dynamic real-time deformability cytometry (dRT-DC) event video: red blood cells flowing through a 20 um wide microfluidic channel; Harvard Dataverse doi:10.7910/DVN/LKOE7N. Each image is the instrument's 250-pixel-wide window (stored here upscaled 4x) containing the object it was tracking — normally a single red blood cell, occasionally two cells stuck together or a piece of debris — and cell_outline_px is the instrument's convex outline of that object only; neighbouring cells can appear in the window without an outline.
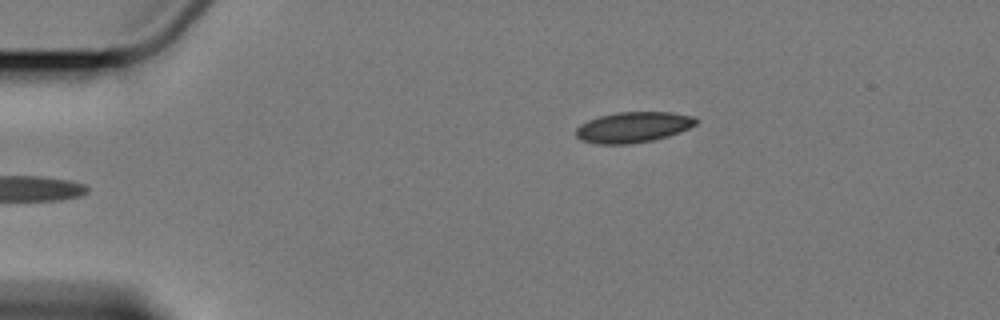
{"species": "Egyptian fruit bat (a non-hibernating species)", "species_latin": "Rousettus aegyptiacus", "temperature_condition": "cold", "stored_images_in_passage": 4, "segment_of_instrument_passage": [1, 2], "camera_frame_rate_fps": 3000, "um_per_image_px": 0.085, "animal": {"sex": "female"}, "frame": {"image": 1, "passage_image": 1, "time_ms": 0.0, "image_size_px": [1000, 320], "cell_outline_px": [[700, 120], [696, 124], [680, 132], [668, 136], [652, 140], [632, 144], [596, 144], [580, 140], [576, 136], [576, 128], [580, 124], [588, 120], [600, 116], [616, 112], [672, 112], [692, 116]], "centroid_in_image_um": [53.81, 10.81], "position_along_channel_um": 31.2, "area_um2": 21.56}}